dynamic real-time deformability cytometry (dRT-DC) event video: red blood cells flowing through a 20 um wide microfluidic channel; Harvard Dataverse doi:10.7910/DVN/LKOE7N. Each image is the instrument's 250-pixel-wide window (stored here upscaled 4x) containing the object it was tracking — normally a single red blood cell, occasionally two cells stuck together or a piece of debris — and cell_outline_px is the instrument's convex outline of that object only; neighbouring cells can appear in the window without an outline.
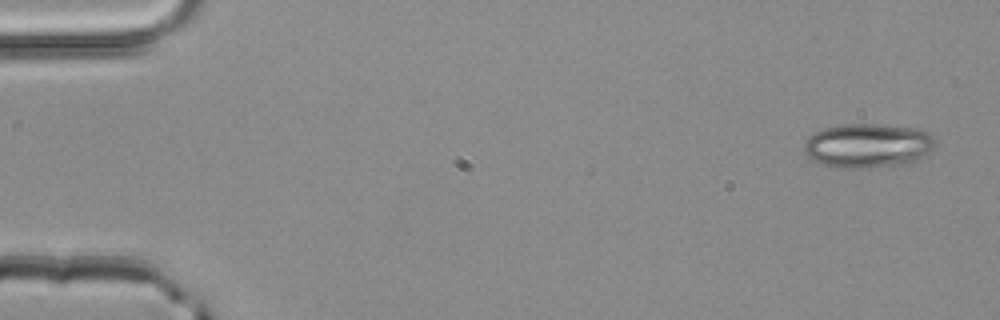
{"species": "common noctule bat (a hibernating species)", "species_latin": "Nyctalus noctula", "temperature_condition": "room temperature", "stored_images_in_passage": 3, "segment_of_instrument_passage": [2, 2], "camera_frame_rate_fps": 3000, "um_per_image_px": 0.085, "animal": {"sex": "male", "body_mass_g": 20.4}, "frame": {"image": 1, "passage_image": 3, "time_ms": 0.667, "image_size_px": [1000, 320], "cell_outline_px": [[936, 148], [920, 160], [912, 164], [868, 168], [828, 168], [812, 160], [804, 152], [804, 144], [808, 136], [824, 128], [844, 124], [888, 124], [924, 128], [936, 140]], "centroid_in_image_um": [73.84, 12.39], "position_along_channel_um": 11.2, "area_um2": 35.14}}